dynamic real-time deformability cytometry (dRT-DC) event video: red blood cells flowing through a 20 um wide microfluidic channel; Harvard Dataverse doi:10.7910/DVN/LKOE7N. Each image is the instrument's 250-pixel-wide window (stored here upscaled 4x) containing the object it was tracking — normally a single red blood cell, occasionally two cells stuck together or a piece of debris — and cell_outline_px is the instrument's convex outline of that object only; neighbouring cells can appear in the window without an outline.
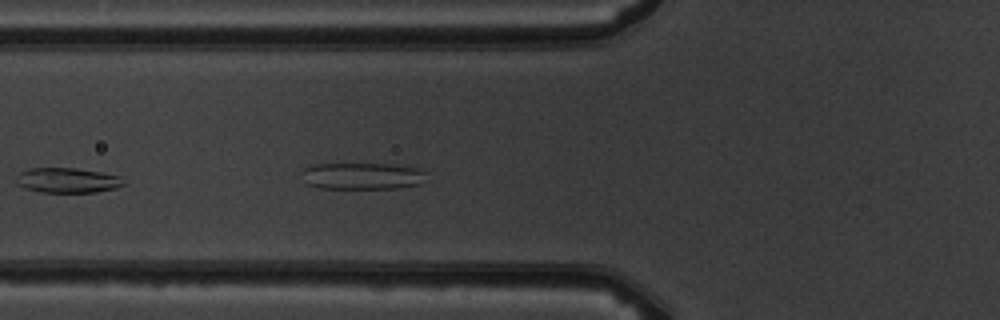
{"species": "common noctule bat (a hibernating species)", "species_latin": "Nyctalus noctula", "temperature_condition": "warm", "stored_images_in_passage": 8, "camera_frame_rate_fps": 3000, "um_per_image_px": 0.085, "animal": {"sex": "male", "body_mass_g": 19.5, "forearm_length_mm": 54.6}, "frame": {"image": 1, "passage_image": 4, "time_ms": 3.333, "image_size_px": [1000, 320], "cell_outline_px": [[128, 184], [116, 188], [96, 192], [40, 192], [24, 188], [16, 184], [16, 176], [20, 172], [28, 168], [76, 168], [100, 172], [120, 176]], "centroid_in_image_um": [5.74, 15.33], "position_along_channel_um": 120.1, "area_um2": 15.84}}
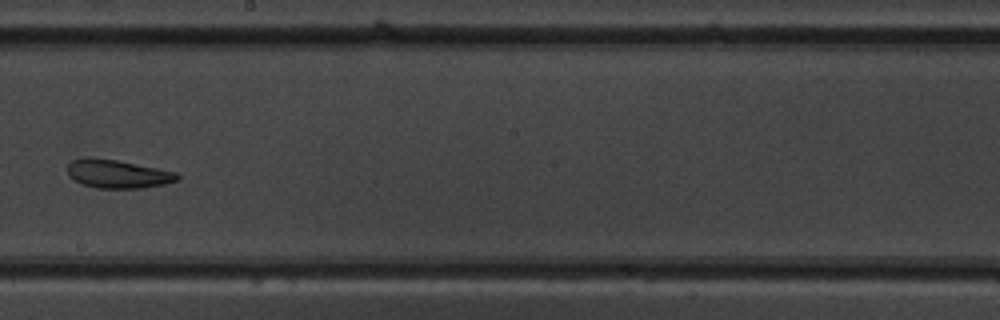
{"frame": {"image": 2, "passage_image": 7, "time_ms": 7.0, "image_size_px": [1000, 320], "cell_outline_px": [[180, 180], [164, 184], [144, 188], [96, 188], [84, 184], [68, 176], [68, 164], [72, 160], [84, 156], [88, 156], [116, 160], [176, 172], [180, 176]], "centroid_in_image_um": [10.0, 14.77], "position_along_channel_um": 238.2, "area_um2": 18.21}}
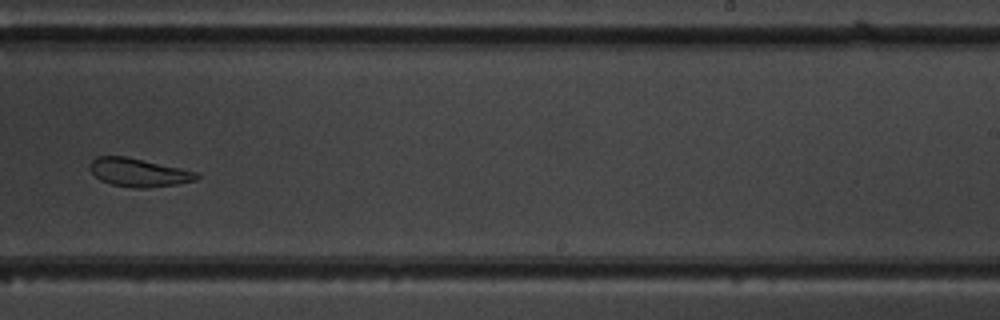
{"frame": {"image": 3, "passage_image": 8, "time_ms": 8.0, "image_size_px": [1000, 320], "cell_outline_px": [[200, 176], [196, 180], [176, 184], [144, 188], [132, 188], [112, 184], [100, 180], [88, 168], [88, 164], [96, 156], [124, 156], [200, 172]], "centroid_in_image_um": [11.78, 14.66], "position_along_channel_um": 277.2, "area_um2": 17.63}}